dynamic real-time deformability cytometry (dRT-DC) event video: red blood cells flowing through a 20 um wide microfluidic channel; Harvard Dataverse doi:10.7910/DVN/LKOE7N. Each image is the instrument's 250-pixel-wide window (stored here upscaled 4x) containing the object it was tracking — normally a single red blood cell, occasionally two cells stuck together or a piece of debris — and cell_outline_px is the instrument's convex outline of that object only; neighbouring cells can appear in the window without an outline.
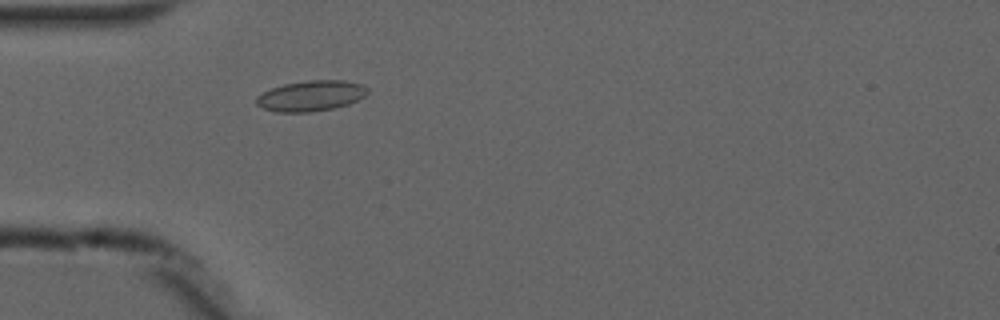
{"species": "common noctule bat (a hibernating species)", "species_latin": "Nyctalus noctula", "temperature_condition": "cold", "stored_images_in_passage": 4, "camera_frame_rate_fps": 3000, "um_per_image_px": 0.085, "animal": {"sex": "male", "forearm_length_mm": 52.5}, "frame": {"image": 1, "passage_image": 4, "time_ms": 3.667, "image_size_px": [1000, 320], "cell_outline_px": [[368, 92], [364, 96], [348, 104], [332, 108], [312, 112], [276, 112], [264, 108], [256, 104], [256, 96], [272, 88], [284, 84], [308, 80], [344, 80], [364, 84], [368, 88]], "centroid_in_image_um": [26.44, 8.14], "position_along_channel_um": 58.6, "area_um2": 19.77}}